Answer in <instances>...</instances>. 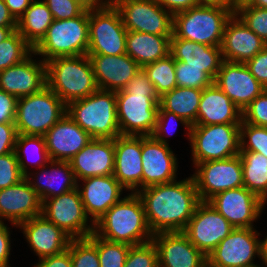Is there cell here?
I'll return each mask as SVG.
<instances>
[{
  "mask_svg": "<svg viewBox=\"0 0 267 267\" xmlns=\"http://www.w3.org/2000/svg\"><path fill=\"white\" fill-rule=\"evenodd\" d=\"M141 198L147 223L154 234L183 232L201 202L192 176L184 180L145 187Z\"/></svg>",
  "mask_w": 267,
  "mask_h": 267,
  "instance_id": "6da1fadb",
  "label": "cell"
},
{
  "mask_svg": "<svg viewBox=\"0 0 267 267\" xmlns=\"http://www.w3.org/2000/svg\"><path fill=\"white\" fill-rule=\"evenodd\" d=\"M95 235L112 242L139 245L152 240L144 206L137 193H127L94 223Z\"/></svg>",
  "mask_w": 267,
  "mask_h": 267,
  "instance_id": "7a4b0ae2",
  "label": "cell"
},
{
  "mask_svg": "<svg viewBox=\"0 0 267 267\" xmlns=\"http://www.w3.org/2000/svg\"><path fill=\"white\" fill-rule=\"evenodd\" d=\"M47 86L67 105L97 91L88 55L57 57L46 62Z\"/></svg>",
  "mask_w": 267,
  "mask_h": 267,
  "instance_id": "3957f363",
  "label": "cell"
},
{
  "mask_svg": "<svg viewBox=\"0 0 267 267\" xmlns=\"http://www.w3.org/2000/svg\"><path fill=\"white\" fill-rule=\"evenodd\" d=\"M116 92L100 90L66 105V113L92 138L120 136Z\"/></svg>",
  "mask_w": 267,
  "mask_h": 267,
  "instance_id": "277c9868",
  "label": "cell"
},
{
  "mask_svg": "<svg viewBox=\"0 0 267 267\" xmlns=\"http://www.w3.org/2000/svg\"><path fill=\"white\" fill-rule=\"evenodd\" d=\"M233 11L213 5H197L173 15V35L208 46L221 47L224 28Z\"/></svg>",
  "mask_w": 267,
  "mask_h": 267,
  "instance_id": "5b68a950",
  "label": "cell"
},
{
  "mask_svg": "<svg viewBox=\"0 0 267 267\" xmlns=\"http://www.w3.org/2000/svg\"><path fill=\"white\" fill-rule=\"evenodd\" d=\"M89 45V10L65 20L54 19L45 36L33 48L47 62L57 57L87 55Z\"/></svg>",
  "mask_w": 267,
  "mask_h": 267,
  "instance_id": "8992f818",
  "label": "cell"
},
{
  "mask_svg": "<svg viewBox=\"0 0 267 267\" xmlns=\"http://www.w3.org/2000/svg\"><path fill=\"white\" fill-rule=\"evenodd\" d=\"M66 113V104L48 87L16 100L14 124L18 134L44 136Z\"/></svg>",
  "mask_w": 267,
  "mask_h": 267,
  "instance_id": "52a82bcc",
  "label": "cell"
},
{
  "mask_svg": "<svg viewBox=\"0 0 267 267\" xmlns=\"http://www.w3.org/2000/svg\"><path fill=\"white\" fill-rule=\"evenodd\" d=\"M190 146L193 165L240 154V124L192 125Z\"/></svg>",
  "mask_w": 267,
  "mask_h": 267,
  "instance_id": "ba28073f",
  "label": "cell"
},
{
  "mask_svg": "<svg viewBox=\"0 0 267 267\" xmlns=\"http://www.w3.org/2000/svg\"><path fill=\"white\" fill-rule=\"evenodd\" d=\"M126 34L121 15L114 5L89 10L87 55L116 56L126 53Z\"/></svg>",
  "mask_w": 267,
  "mask_h": 267,
  "instance_id": "9c48e42d",
  "label": "cell"
},
{
  "mask_svg": "<svg viewBox=\"0 0 267 267\" xmlns=\"http://www.w3.org/2000/svg\"><path fill=\"white\" fill-rule=\"evenodd\" d=\"M42 215L72 239L88 238L94 232L77 188L44 200Z\"/></svg>",
  "mask_w": 267,
  "mask_h": 267,
  "instance_id": "30bf717a",
  "label": "cell"
},
{
  "mask_svg": "<svg viewBox=\"0 0 267 267\" xmlns=\"http://www.w3.org/2000/svg\"><path fill=\"white\" fill-rule=\"evenodd\" d=\"M116 110L121 135L151 136L157 122L159 97L116 92Z\"/></svg>",
  "mask_w": 267,
  "mask_h": 267,
  "instance_id": "8fae6325",
  "label": "cell"
},
{
  "mask_svg": "<svg viewBox=\"0 0 267 267\" xmlns=\"http://www.w3.org/2000/svg\"><path fill=\"white\" fill-rule=\"evenodd\" d=\"M192 176L201 201H208L217 193L243 187L240 155L227 159L205 161L194 166Z\"/></svg>",
  "mask_w": 267,
  "mask_h": 267,
  "instance_id": "7c38bea8",
  "label": "cell"
},
{
  "mask_svg": "<svg viewBox=\"0 0 267 267\" xmlns=\"http://www.w3.org/2000/svg\"><path fill=\"white\" fill-rule=\"evenodd\" d=\"M114 6L127 31L173 35V15L156 0H120Z\"/></svg>",
  "mask_w": 267,
  "mask_h": 267,
  "instance_id": "4fadbf2b",
  "label": "cell"
},
{
  "mask_svg": "<svg viewBox=\"0 0 267 267\" xmlns=\"http://www.w3.org/2000/svg\"><path fill=\"white\" fill-rule=\"evenodd\" d=\"M261 234L255 228H234L207 257V267L261 266L254 260L259 257Z\"/></svg>",
  "mask_w": 267,
  "mask_h": 267,
  "instance_id": "5bb4252c",
  "label": "cell"
},
{
  "mask_svg": "<svg viewBox=\"0 0 267 267\" xmlns=\"http://www.w3.org/2000/svg\"><path fill=\"white\" fill-rule=\"evenodd\" d=\"M234 228L210 203L201 201L183 233L197 249L208 257Z\"/></svg>",
  "mask_w": 267,
  "mask_h": 267,
  "instance_id": "9a60e30c",
  "label": "cell"
},
{
  "mask_svg": "<svg viewBox=\"0 0 267 267\" xmlns=\"http://www.w3.org/2000/svg\"><path fill=\"white\" fill-rule=\"evenodd\" d=\"M207 202L235 228H254L253 222L260 218L266 204L244 186L217 193Z\"/></svg>",
  "mask_w": 267,
  "mask_h": 267,
  "instance_id": "2e32d148",
  "label": "cell"
},
{
  "mask_svg": "<svg viewBox=\"0 0 267 267\" xmlns=\"http://www.w3.org/2000/svg\"><path fill=\"white\" fill-rule=\"evenodd\" d=\"M142 189L177 180L178 160L169 145L142 136Z\"/></svg>",
  "mask_w": 267,
  "mask_h": 267,
  "instance_id": "e0dca14e",
  "label": "cell"
},
{
  "mask_svg": "<svg viewBox=\"0 0 267 267\" xmlns=\"http://www.w3.org/2000/svg\"><path fill=\"white\" fill-rule=\"evenodd\" d=\"M214 84L232 100L241 112L266 90L250 73L245 63L228 61L222 62Z\"/></svg>",
  "mask_w": 267,
  "mask_h": 267,
  "instance_id": "ac0fdd59",
  "label": "cell"
},
{
  "mask_svg": "<svg viewBox=\"0 0 267 267\" xmlns=\"http://www.w3.org/2000/svg\"><path fill=\"white\" fill-rule=\"evenodd\" d=\"M159 267H207V257L197 249L183 232L154 234Z\"/></svg>",
  "mask_w": 267,
  "mask_h": 267,
  "instance_id": "d6986e66",
  "label": "cell"
},
{
  "mask_svg": "<svg viewBox=\"0 0 267 267\" xmlns=\"http://www.w3.org/2000/svg\"><path fill=\"white\" fill-rule=\"evenodd\" d=\"M32 52L21 63L0 71V90L16 99L40 92L47 86L46 62L36 61Z\"/></svg>",
  "mask_w": 267,
  "mask_h": 267,
  "instance_id": "ffe728a7",
  "label": "cell"
},
{
  "mask_svg": "<svg viewBox=\"0 0 267 267\" xmlns=\"http://www.w3.org/2000/svg\"><path fill=\"white\" fill-rule=\"evenodd\" d=\"M115 139L92 138L69 160L77 183L80 180L114 173Z\"/></svg>",
  "mask_w": 267,
  "mask_h": 267,
  "instance_id": "44dd1931",
  "label": "cell"
},
{
  "mask_svg": "<svg viewBox=\"0 0 267 267\" xmlns=\"http://www.w3.org/2000/svg\"><path fill=\"white\" fill-rule=\"evenodd\" d=\"M141 153L142 136L120 135L115 138L113 176L131 193L142 189Z\"/></svg>",
  "mask_w": 267,
  "mask_h": 267,
  "instance_id": "7402d4cb",
  "label": "cell"
},
{
  "mask_svg": "<svg viewBox=\"0 0 267 267\" xmlns=\"http://www.w3.org/2000/svg\"><path fill=\"white\" fill-rule=\"evenodd\" d=\"M83 181V182H82ZM77 183L85 212L93 223L98 221L113 205L122 199L125 188L112 175L82 179ZM82 187V188H80ZM91 216V217H90Z\"/></svg>",
  "mask_w": 267,
  "mask_h": 267,
  "instance_id": "603a6c76",
  "label": "cell"
},
{
  "mask_svg": "<svg viewBox=\"0 0 267 267\" xmlns=\"http://www.w3.org/2000/svg\"><path fill=\"white\" fill-rule=\"evenodd\" d=\"M42 214V202L35 189L24 177L18 183L0 190V221L20 223Z\"/></svg>",
  "mask_w": 267,
  "mask_h": 267,
  "instance_id": "cb8c5ba5",
  "label": "cell"
},
{
  "mask_svg": "<svg viewBox=\"0 0 267 267\" xmlns=\"http://www.w3.org/2000/svg\"><path fill=\"white\" fill-rule=\"evenodd\" d=\"M18 227L39 259L64 252L72 240L42 214L20 223Z\"/></svg>",
  "mask_w": 267,
  "mask_h": 267,
  "instance_id": "d4e9b609",
  "label": "cell"
},
{
  "mask_svg": "<svg viewBox=\"0 0 267 267\" xmlns=\"http://www.w3.org/2000/svg\"><path fill=\"white\" fill-rule=\"evenodd\" d=\"M46 149L53 161H69L92 137L67 113L44 135Z\"/></svg>",
  "mask_w": 267,
  "mask_h": 267,
  "instance_id": "484cf974",
  "label": "cell"
},
{
  "mask_svg": "<svg viewBox=\"0 0 267 267\" xmlns=\"http://www.w3.org/2000/svg\"><path fill=\"white\" fill-rule=\"evenodd\" d=\"M267 44L233 14L224 28L221 52L224 61L246 63Z\"/></svg>",
  "mask_w": 267,
  "mask_h": 267,
  "instance_id": "4316f807",
  "label": "cell"
},
{
  "mask_svg": "<svg viewBox=\"0 0 267 267\" xmlns=\"http://www.w3.org/2000/svg\"><path fill=\"white\" fill-rule=\"evenodd\" d=\"M100 90L120 91L141 67L128 55H88Z\"/></svg>",
  "mask_w": 267,
  "mask_h": 267,
  "instance_id": "83f0119b",
  "label": "cell"
},
{
  "mask_svg": "<svg viewBox=\"0 0 267 267\" xmlns=\"http://www.w3.org/2000/svg\"><path fill=\"white\" fill-rule=\"evenodd\" d=\"M38 170L36 173L28 172L25 178L35 189L41 202L77 188V180L69 161L51 160Z\"/></svg>",
  "mask_w": 267,
  "mask_h": 267,
  "instance_id": "f1b7e54d",
  "label": "cell"
},
{
  "mask_svg": "<svg viewBox=\"0 0 267 267\" xmlns=\"http://www.w3.org/2000/svg\"><path fill=\"white\" fill-rule=\"evenodd\" d=\"M170 54L175 61L184 62L186 67L203 68V72L213 81L224 61L221 47L176 38L174 35L170 38Z\"/></svg>",
  "mask_w": 267,
  "mask_h": 267,
  "instance_id": "f546056e",
  "label": "cell"
},
{
  "mask_svg": "<svg viewBox=\"0 0 267 267\" xmlns=\"http://www.w3.org/2000/svg\"><path fill=\"white\" fill-rule=\"evenodd\" d=\"M242 112L214 83L202 90L195 125L241 124Z\"/></svg>",
  "mask_w": 267,
  "mask_h": 267,
  "instance_id": "4dcf8cb0",
  "label": "cell"
},
{
  "mask_svg": "<svg viewBox=\"0 0 267 267\" xmlns=\"http://www.w3.org/2000/svg\"><path fill=\"white\" fill-rule=\"evenodd\" d=\"M171 36L127 31L126 54L141 68L170 54Z\"/></svg>",
  "mask_w": 267,
  "mask_h": 267,
  "instance_id": "1f68e13d",
  "label": "cell"
},
{
  "mask_svg": "<svg viewBox=\"0 0 267 267\" xmlns=\"http://www.w3.org/2000/svg\"><path fill=\"white\" fill-rule=\"evenodd\" d=\"M51 11L43 0H33L17 20V31L34 48L53 22Z\"/></svg>",
  "mask_w": 267,
  "mask_h": 267,
  "instance_id": "d6a6232c",
  "label": "cell"
},
{
  "mask_svg": "<svg viewBox=\"0 0 267 267\" xmlns=\"http://www.w3.org/2000/svg\"><path fill=\"white\" fill-rule=\"evenodd\" d=\"M202 90L175 87L160 97V106L185 119L191 126L196 124Z\"/></svg>",
  "mask_w": 267,
  "mask_h": 267,
  "instance_id": "836d02e7",
  "label": "cell"
},
{
  "mask_svg": "<svg viewBox=\"0 0 267 267\" xmlns=\"http://www.w3.org/2000/svg\"><path fill=\"white\" fill-rule=\"evenodd\" d=\"M243 185L267 203V157L261 153L240 151Z\"/></svg>",
  "mask_w": 267,
  "mask_h": 267,
  "instance_id": "e575fe53",
  "label": "cell"
},
{
  "mask_svg": "<svg viewBox=\"0 0 267 267\" xmlns=\"http://www.w3.org/2000/svg\"><path fill=\"white\" fill-rule=\"evenodd\" d=\"M31 152H33L32 155L34 154V157L30 155ZM15 153L19 162L20 171L24 176L29 172L28 162L29 164L32 162L30 165L35 164L33 167H38L39 169L51 161L46 149L44 136L18 134L15 144ZM29 157L35 158V160L33 159L31 161ZM25 158L28 159L27 163L26 160H24Z\"/></svg>",
  "mask_w": 267,
  "mask_h": 267,
  "instance_id": "d590c367",
  "label": "cell"
},
{
  "mask_svg": "<svg viewBox=\"0 0 267 267\" xmlns=\"http://www.w3.org/2000/svg\"><path fill=\"white\" fill-rule=\"evenodd\" d=\"M175 65L176 61L169 54L143 67L159 98L177 87Z\"/></svg>",
  "mask_w": 267,
  "mask_h": 267,
  "instance_id": "8d00e7d4",
  "label": "cell"
},
{
  "mask_svg": "<svg viewBox=\"0 0 267 267\" xmlns=\"http://www.w3.org/2000/svg\"><path fill=\"white\" fill-rule=\"evenodd\" d=\"M72 267H100L98 257V236L92 233L88 238L72 239L69 244Z\"/></svg>",
  "mask_w": 267,
  "mask_h": 267,
  "instance_id": "74e56055",
  "label": "cell"
},
{
  "mask_svg": "<svg viewBox=\"0 0 267 267\" xmlns=\"http://www.w3.org/2000/svg\"><path fill=\"white\" fill-rule=\"evenodd\" d=\"M33 52V48L15 30L0 43V71L21 63Z\"/></svg>",
  "mask_w": 267,
  "mask_h": 267,
  "instance_id": "f35d334b",
  "label": "cell"
},
{
  "mask_svg": "<svg viewBox=\"0 0 267 267\" xmlns=\"http://www.w3.org/2000/svg\"><path fill=\"white\" fill-rule=\"evenodd\" d=\"M240 151L261 153L267 157V127L240 124Z\"/></svg>",
  "mask_w": 267,
  "mask_h": 267,
  "instance_id": "ab89813d",
  "label": "cell"
},
{
  "mask_svg": "<svg viewBox=\"0 0 267 267\" xmlns=\"http://www.w3.org/2000/svg\"><path fill=\"white\" fill-rule=\"evenodd\" d=\"M129 244L112 242L98 236V257L100 267H124Z\"/></svg>",
  "mask_w": 267,
  "mask_h": 267,
  "instance_id": "60d3db41",
  "label": "cell"
},
{
  "mask_svg": "<svg viewBox=\"0 0 267 267\" xmlns=\"http://www.w3.org/2000/svg\"><path fill=\"white\" fill-rule=\"evenodd\" d=\"M176 83L179 87L203 90L211 86L214 81L203 72V68L186 67L181 61L175 65Z\"/></svg>",
  "mask_w": 267,
  "mask_h": 267,
  "instance_id": "b9f144b4",
  "label": "cell"
},
{
  "mask_svg": "<svg viewBox=\"0 0 267 267\" xmlns=\"http://www.w3.org/2000/svg\"><path fill=\"white\" fill-rule=\"evenodd\" d=\"M124 267H159L157 249L152 240L130 246Z\"/></svg>",
  "mask_w": 267,
  "mask_h": 267,
  "instance_id": "7bdbcfd3",
  "label": "cell"
},
{
  "mask_svg": "<svg viewBox=\"0 0 267 267\" xmlns=\"http://www.w3.org/2000/svg\"><path fill=\"white\" fill-rule=\"evenodd\" d=\"M235 14L267 44V8L245 6Z\"/></svg>",
  "mask_w": 267,
  "mask_h": 267,
  "instance_id": "ee69618b",
  "label": "cell"
},
{
  "mask_svg": "<svg viewBox=\"0 0 267 267\" xmlns=\"http://www.w3.org/2000/svg\"><path fill=\"white\" fill-rule=\"evenodd\" d=\"M171 120L176 121V122H180L185 127L186 131L188 132L187 133V135H188L187 139L190 140L191 125L185 119L181 118L180 116H177L175 113L165 111L161 106L159 107L156 126H155V129H154L151 136L154 139H156L157 141L162 142L165 145H169V143L167 141L168 139H166V137H168V135L169 136L172 135L171 134L172 131L169 130V128L172 127L169 124L172 122ZM177 126H178V124H177ZM167 132H168V134H167Z\"/></svg>",
  "mask_w": 267,
  "mask_h": 267,
  "instance_id": "f6af8a7d",
  "label": "cell"
},
{
  "mask_svg": "<svg viewBox=\"0 0 267 267\" xmlns=\"http://www.w3.org/2000/svg\"><path fill=\"white\" fill-rule=\"evenodd\" d=\"M24 177L15 151L0 156V190L18 183Z\"/></svg>",
  "mask_w": 267,
  "mask_h": 267,
  "instance_id": "bcb514c9",
  "label": "cell"
},
{
  "mask_svg": "<svg viewBox=\"0 0 267 267\" xmlns=\"http://www.w3.org/2000/svg\"><path fill=\"white\" fill-rule=\"evenodd\" d=\"M245 123L267 127V89L258 95L242 112Z\"/></svg>",
  "mask_w": 267,
  "mask_h": 267,
  "instance_id": "7dc6e473",
  "label": "cell"
},
{
  "mask_svg": "<svg viewBox=\"0 0 267 267\" xmlns=\"http://www.w3.org/2000/svg\"><path fill=\"white\" fill-rule=\"evenodd\" d=\"M51 11L53 19H72L81 15L86 8L76 0H43Z\"/></svg>",
  "mask_w": 267,
  "mask_h": 267,
  "instance_id": "c3c4849f",
  "label": "cell"
},
{
  "mask_svg": "<svg viewBox=\"0 0 267 267\" xmlns=\"http://www.w3.org/2000/svg\"><path fill=\"white\" fill-rule=\"evenodd\" d=\"M124 90L129 94H139L145 97H159L156 94L153 83L148 79V75L143 68L128 82Z\"/></svg>",
  "mask_w": 267,
  "mask_h": 267,
  "instance_id": "681fc988",
  "label": "cell"
},
{
  "mask_svg": "<svg viewBox=\"0 0 267 267\" xmlns=\"http://www.w3.org/2000/svg\"><path fill=\"white\" fill-rule=\"evenodd\" d=\"M245 64L256 80L267 89V46Z\"/></svg>",
  "mask_w": 267,
  "mask_h": 267,
  "instance_id": "f907efd6",
  "label": "cell"
},
{
  "mask_svg": "<svg viewBox=\"0 0 267 267\" xmlns=\"http://www.w3.org/2000/svg\"><path fill=\"white\" fill-rule=\"evenodd\" d=\"M17 135L14 121L0 123V156L15 151Z\"/></svg>",
  "mask_w": 267,
  "mask_h": 267,
  "instance_id": "816d5d0a",
  "label": "cell"
},
{
  "mask_svg": "<svg viewBox=\"0 0 267 267\" xmlns=\"http://www.w3.org/2000/svg\"><path fill=\"white\" fill-rule=\"evenodd\" d=\"M10 228L0 221V267H10L9 256L11 250Z\"/></svg>",
  "mask_w": 267,
  "mask_h": 267,
  "instance_id": "f5cc1de1",
  "label": "cell"
},
{
  "mask_svg": "<svg viewBox=\"0 0 267 267\" xmlns=\"http://www.w3.org/2000/svg\"><path fill=\"white\" fill-rule=\"evenodd\" d=\"M16 98L0 90V123L14 121Z\"/></svg>",
  "mask_w": 267,
  "mask_h": 267,
  "instance_id": "db71d44e",
  "label": "cell"
},
{
  "mask_svg": "<svg viewBox=\"0 0 267 267\" xmlns=\"http://www.w3.org/2000/svg\"><path fill=\"white\" fill-rule=\"evenodd\" d=\"M34 267H72L69 247L64 252L39 259Z\"/></svg>",
  "mask_w": 267,
  "mask_h": 267,
  "instance_id": "11a10c76",
  "label": "cell"
},
{
  "mask_svg": "<svg viewBox=\"0 0 267 267\" xmlns=\"http://www.w3.org/2000/svg\"><path fill=\"white\" fill-rule=\"evenodd\" d=\"M156 1L172 15L199 5L197 0H156Z\"/></svg>",
  "mask_w": 267,
  "mask_h": 267,
  "instance_id": "9f6ffc18",
  "label": "cell"
},
{
  "mask_svg": "<svg viewBox=\"0 0 267 267\" xmlns=\"http://www.w3.org/2000/svg\"><path fill=\"white\" fill-rule=\"evenodd\" d=\"M32 1L33 0H4L10 14L16 21L23 15Z\"/></svg>",
  "mask_w": 267,
  "mask_h": 267,
  "instance_id": "6f0895ef",
  "label": "cell"
},
{
  "mask_svg": "<svg viewBox=\"0 0 267 267\" xmlns=\"http://www.w3.org/2000/svg\"><path fill=\"white\" fill-rule=\"evenodd\" d=\"M0 27L17 28V21L10 14L4 0H0Z\"/></svg>",
  "mask_w": 267,
  "mask_h": 267,
  "instance_id": "680465c9",
  "label": "cell"
},
{
  "mask_svg": "<svg viewBox=\"0 0 267 267\" xmlns=\"http://www.w3.org/2000/svg\"><path fill=\"white\" fill-rule=\"evenodd\" d=\"M200 5L221 6L232 11V0H197Z\"/></svg>",
  "mask_w": 267,
  "mask_h": 267,
  "instance_id": "91938a15",
  "label": "cell"
},
{
  "mask_svg": "<svg viewBox=\"0 0 267 267\" xmlns=\"http://www.w3.org/2000/svg\"><path fill=\"white\" fill-rule=\"evenodd\" d=\"M259 259H261L262 264L267 267V236L263 240H259Z\"/></svg>",
  "mask_w": 267,
  "mask_h": 267,
  "instance_id": "94428289",
  "label": "cell"
},
{
  "mask_svg": "<svg viewBox=\"0 0 267 267\" xmlns=\"http://www.w3.org/2000/svg\"><path fill=\"white\" fill-rule=\"evenodd\" d=\"M76 1L79 2L88 10L96 9L105 5L103 0H76Z\"/></svg>",
  "mask_w": 267,
  "mask_h": 267,
  "instance_id": "6125c7cd",
  "label": "cell"
},
{
  "mask_svg": "<svg viewBox=\"0 0 267 267\" xmlns=\"http://www.w3.org/2000/svg\"><path fill=\"white\" fill-rule=\"evenodd\" d=\"M254 0H232V11L235 14L238 10L245 6H250Z\"/></svg>",
  "mask_w": 267,
  "mask_h": 267,
  "instance_id": "be15d7a7",
  "label": "cell"
},
{
  "mask_svg": "<svg viewBox=\"0 0 267 267\" xmlns=\"http://www.w3.org/2000/svg\"><path fill=\"white\" fill-rule=\"evenodd\" d=\"M17 28L0 27V43L7 39Z\"/></svg>",
  "mask_w": 267,
  "mask_h": 267,
  "instance_id": "e7e4bbea",
  "label": "cell"
},
{
  "mask_svg": "<svg viewBox=\"0 0 267 267\" xmlns=\"http://www.w3.org/2000/svg\"><path fill=\"white\" fill-rule=\"evenodd\" d=\"M250 6L267 8V0H254V2Z\"/></svg>",
  "mask_w": 267,
  "mask_h": 267,
  "instance_id": "03108f58",
  "label": "cell"
},
{
  "mask_svg": "<svg viewBox=\"0 0 267 267\" xmlns=\"http://www.w3.org/2000/svg\"><path fill=\"white\" fill-rule=\"evenodd\" d=\"M105 5H114L120 0H103Z\"/></svg>",
  "mask_w": 267,
  "mask_h": 267,
  "instance_id": "003e7915",
  "label": "cell"
}]
</instances>
